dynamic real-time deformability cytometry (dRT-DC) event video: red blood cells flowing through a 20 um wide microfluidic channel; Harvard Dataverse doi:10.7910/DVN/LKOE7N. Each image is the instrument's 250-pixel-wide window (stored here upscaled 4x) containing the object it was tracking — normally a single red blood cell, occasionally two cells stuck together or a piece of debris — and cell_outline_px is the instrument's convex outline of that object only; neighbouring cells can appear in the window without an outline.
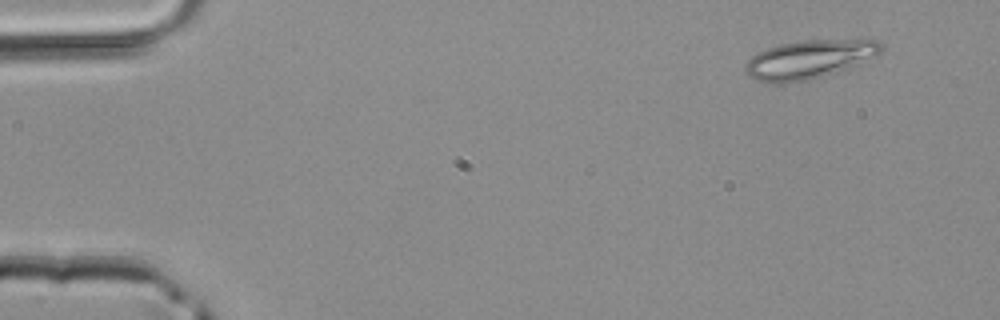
{"species": "common noctule bat (a hibernating species)", "species_latin": "Nyctalus noctula", "temperature_condition": "room temperature", "stored_images_in_passage": 3, "camera_frame_rate_fps": 3000, "um_per_image_px": 0.085, "animal": {"sex": "male", "body_mass_g": 20.4}, "frame": {"image": 1, "passage_image": 1, "time_ms": 0.0, "image_size_px": [1000, 320], "cell_outline_px": [[884, 48], [876, 56], [848, 68], [836, 72], [808, 80], [788, 84], [764, 84], [752, 80], [744, 72], [744, 64], [752, 56], [768, 48], [780, 44], [800, 40], [876, 40], [884, 44]], "centroid_in_image_um": [68.71, 5.08], "position_along_channel_um": 16.3, "area_um2": 30.98}}